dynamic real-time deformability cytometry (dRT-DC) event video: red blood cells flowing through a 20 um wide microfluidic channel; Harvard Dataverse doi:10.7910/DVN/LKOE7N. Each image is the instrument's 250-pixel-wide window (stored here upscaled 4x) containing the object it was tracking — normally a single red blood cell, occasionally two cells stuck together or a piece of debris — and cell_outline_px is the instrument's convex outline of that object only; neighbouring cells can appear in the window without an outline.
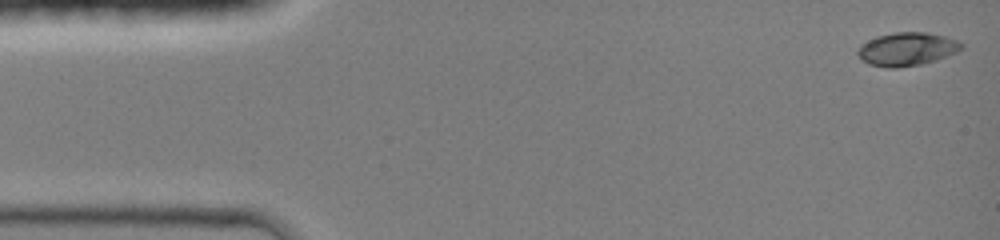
{"species": "common noctule bat (a hibernating species)", "species_latin": "Nyctalus noctula", "temperature_condition": "room temperature", "stored_images_in_passage": 45, "camera_frame_rate_fps": 3000, "um_per_image_px": 0.085, "animal": {"sex": "female", "body_mass_g": 19.0, "forearm_length_mm": 51.5}, "frame": {"image": 1, "passage_image": 1, "time_ms": 0.0, "image_size_px": [1000, 240], "cell_outline_px": [[964, 44], [956, 52], [936, 60], [920, 64], [896, 68], [888, 68], [868, 64], [860, 60], [856, 52], [860, 44], [876, 36], [896, 32], [928, 32], [944, 36], [956, 40]], "centroid_in_image_um": [77.03, 4.17], "position_along_channel_um": 8.0, "area_um2": 20.17}}
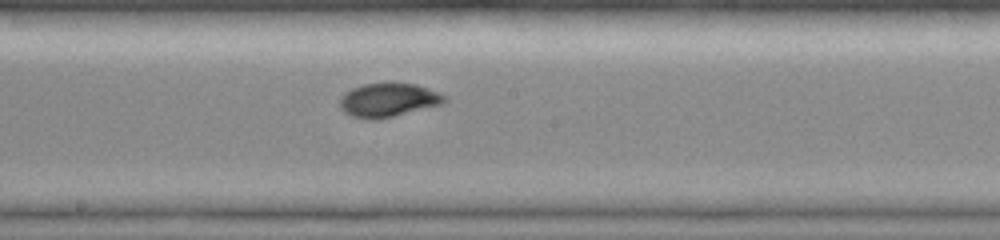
{"frame": {"image": 2, "passage_image": 24, "time_ms": 7.667, "image_size_px": [1000, 240], "cell_outline_px": [[448, 100], [440, 104], [376, 120], [368, 120], [352, 116], [344, 112], [340, 108], [340, 96], [344, 92], [352, 88], [364, 84], [388, 80], [416, 84], [440, 92]], "centroid_in_image_um": [32.96, 8.46], "position_along_channel_um": 215.2, "area_um2": 21.04}}
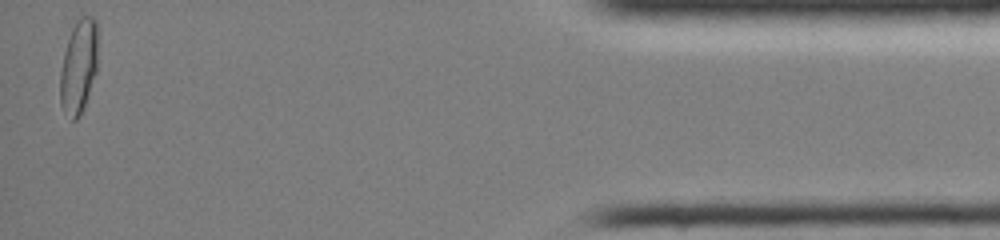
{"frame": {"image": 3, "passage_image": 44, "time_ms": 14.333, "image_size_px": [1000, 240], "cell_outline_px": [[96, 72], [84, 108], [80, 116], [76, 120], [72, 120], [60, 104], [60, 72], [64, 52], [72, 28], [76, 20], [80, 16], [92, 16], [96, 20]], "centroid_in_image_um": [6.67, 5.66], "position_along_channel_um": 428.5, "area_um2": 20.4}, "authors_computed_cell_mechanics": {"area_um2": 19.9988, "velocity_mm_per_s": 4.2309, "shape_relaxation_time_tau1_ms": 5.605, "shape_relaxation_time_tau2_ms": null, "deformation_change_tau1": 0.2098, "deformation_change_tau2": null}}